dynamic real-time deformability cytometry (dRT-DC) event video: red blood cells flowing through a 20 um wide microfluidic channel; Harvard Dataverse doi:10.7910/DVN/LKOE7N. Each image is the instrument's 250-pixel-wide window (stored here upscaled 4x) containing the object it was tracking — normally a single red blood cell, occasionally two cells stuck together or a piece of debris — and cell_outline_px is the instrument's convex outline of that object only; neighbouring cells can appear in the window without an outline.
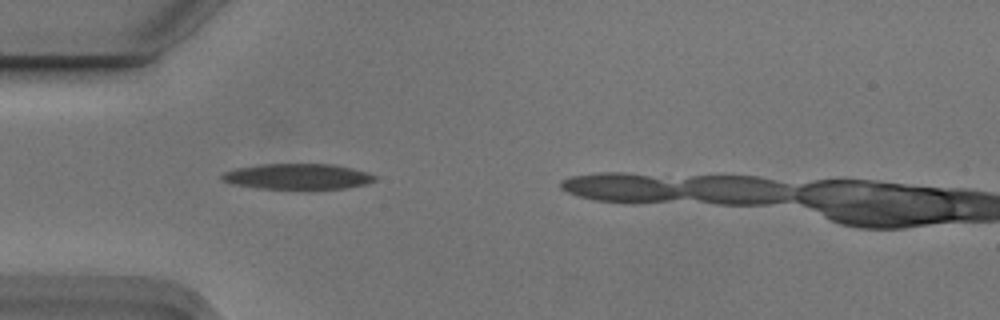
{"species": "Egyptian fruit bat (a non-hibernating species)", "species_latin": "Rousettus aegyptiacus", "temperature_condition": "cold", "stored_images_in_passage": 2, "camera_frame_rate_fps": 3000, "um_per_image_px": 0.085, "animal": {"sex": "male"}, "frame": {"image": 1, "passage_image": 1, "time_ms": 0.0, "image_size_px": [1000, 320], "cell_outline_px": [[376, 180], [364, 184], [344, 188], [308, 192], [260, 188], [232, 184], [224, 180], [220, 176], [224, 172], [236, 168], [260, 164], [336, 164], [368, 172], [376, 176]], "centroid_in_image_um": [25.33, 15.04], "position_along_channel_um": 59.7, "area_um2": 23.76}}